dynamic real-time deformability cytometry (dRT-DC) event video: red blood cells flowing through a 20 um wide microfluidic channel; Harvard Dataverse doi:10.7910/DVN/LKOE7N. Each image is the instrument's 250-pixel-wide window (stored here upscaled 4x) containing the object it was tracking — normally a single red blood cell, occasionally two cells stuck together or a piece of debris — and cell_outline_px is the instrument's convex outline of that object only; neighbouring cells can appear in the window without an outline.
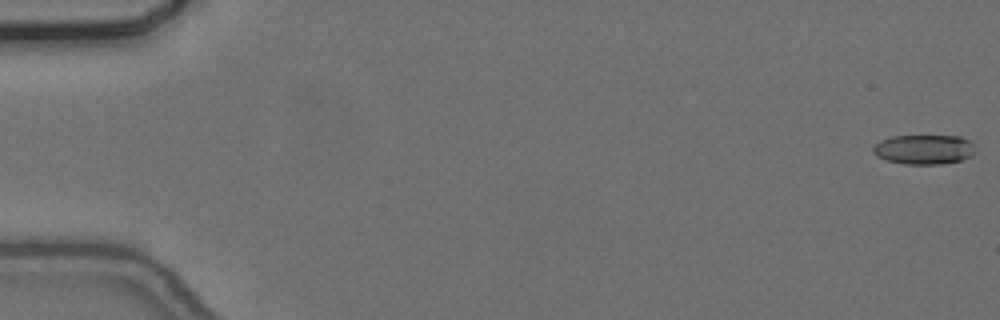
{"species": "common noctule bat (a hibernating species)", "species_latin": "Nyctalus noctula", "temperature_condition": "cold", "stored_images_in_passage": 20, "camera_frame_rate_fps": 3000, "um_per_image_px": 0.085, "animal": {"sex": "female", "body_mass_g": 24.6, "forearm_length_mm": 56.2}, "frame": {"image": 1, "passage_image": 1, "time_ms": 0.0, "image_size_px": [1000, 320], "cell_outline_px": [[976, 152], [972, 156], [960, 160], [940, 164], [904, 164], [888, 160], [876, 156], [872, 152], [872, 148], [880, 140], [892, 136], [960, 136], [976, 144]], "centroid_in_image_um": [78.57, 12.7], "position_along_channel_um": 6.4, "area_um2": 17.8}}
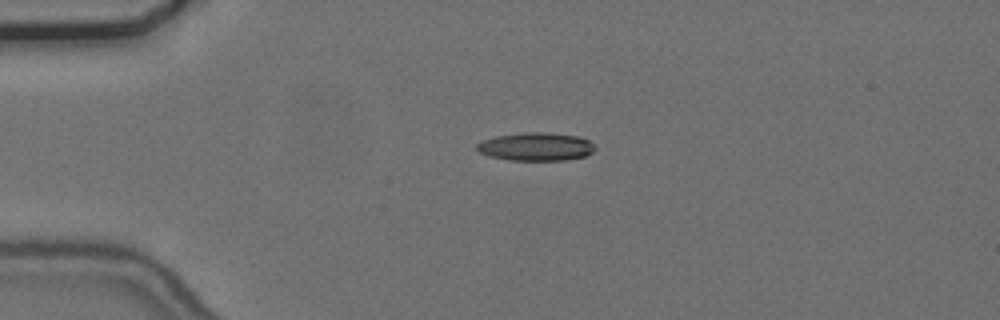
{"frame": {"image": 2, "passage_image": 14, "time_ms": 4.333, "image_size_px": [1000, 320], "cell_outline_px": [[596, 148], [592, 152], [584, 156], [564, 160], [508, 160], [488, 156], [480, 152], [476, 148], [476, 144], [484, 140], [496, 136], [524, 132], [548, 132], [576, 136], [588, 140]], "centroid_in_image_um": [45.53, 12.46], "position_along_channel_um": 39.5, "area_um2": 19.31}}